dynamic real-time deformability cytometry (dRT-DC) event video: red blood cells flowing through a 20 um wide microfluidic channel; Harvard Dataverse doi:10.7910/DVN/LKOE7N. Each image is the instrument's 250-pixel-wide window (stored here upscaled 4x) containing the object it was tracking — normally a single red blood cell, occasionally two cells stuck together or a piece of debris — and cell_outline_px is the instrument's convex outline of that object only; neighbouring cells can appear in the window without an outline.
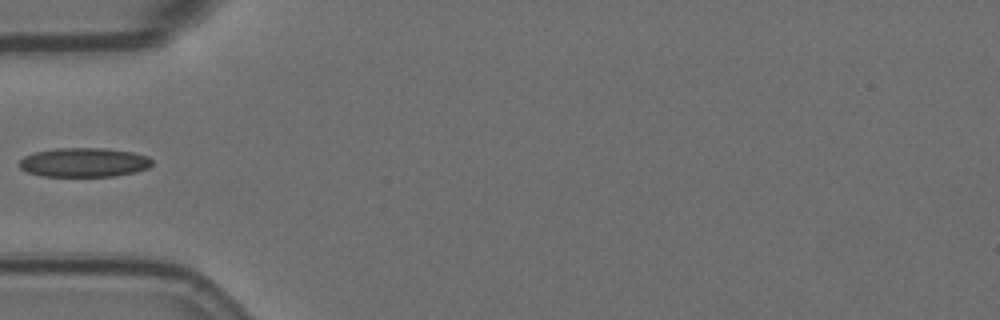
{"species": "Egyptian fruit bat (a non-hibernating species)", "species_latin": "Rousettus aegyptiacus", "temperature_condition": "room temperature", "stored_images_in_passage": 5, "camera_frame_rate_fps": 3000, "um_per_image_px": 0.085, "animal": {"sex": "female"}, "frame": {"image": 1, "passage_image": 5, "time_ms": 1.333, "image_size_px": [1000, 320], "cell_outline_px": [[152, 164], [148, 168], [136, 172], [116, 176], [40, 176], [28, 172], [20, 168], [20, 160], [24, 156], [36, 152], [56, 148], [104, 148], [132, 152], [148, 156], [152, 160]], "centroid_in_image_um": [7.16, 13.8], "position_along_channel_um": 77.8, "area_um2": 22.6}}